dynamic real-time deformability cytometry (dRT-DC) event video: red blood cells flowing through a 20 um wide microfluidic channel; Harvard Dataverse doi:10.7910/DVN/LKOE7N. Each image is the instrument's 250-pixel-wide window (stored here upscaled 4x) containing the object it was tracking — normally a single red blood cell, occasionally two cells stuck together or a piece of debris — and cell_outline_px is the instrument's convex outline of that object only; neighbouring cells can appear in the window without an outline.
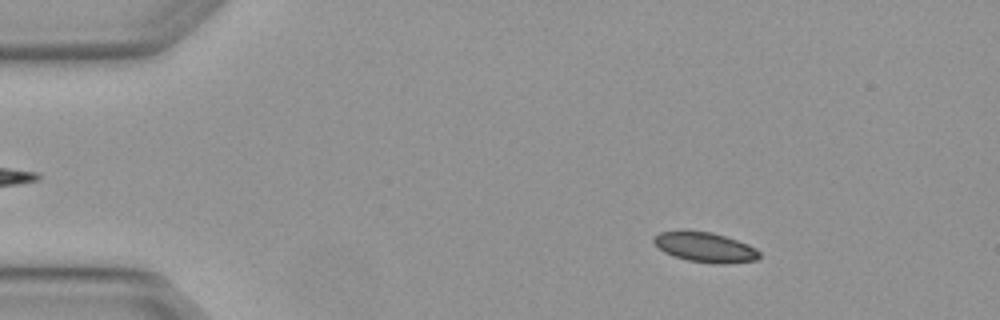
{"species": "Egyptian fruit bat (a non-hibernating species)", "species_latin": "Rousettus aegyptiacus", "temperature_condition": "warm", "stored_images_in_passage": 4, "camera_frame_rate_fps": 3000, "um_per_image_px": 0.085, "animal": {"sex": "female"}, "frame": {"image": 1, "passage_image": 2, "time_ms": 0.333, "image_size_px": [1000, 320], "cell_outline_px": [[760, 256], [756, 260], [720, 264], [688, 260], [664, 252], [652, 240], [652, 236], [660, 232], [712, 232], [748, 244], [756, 248], [760, 252]], "centroid_in_image_um": [59.96, 21.02], "position_along_channel_um": 25.0, "area_um2": 17.86}}